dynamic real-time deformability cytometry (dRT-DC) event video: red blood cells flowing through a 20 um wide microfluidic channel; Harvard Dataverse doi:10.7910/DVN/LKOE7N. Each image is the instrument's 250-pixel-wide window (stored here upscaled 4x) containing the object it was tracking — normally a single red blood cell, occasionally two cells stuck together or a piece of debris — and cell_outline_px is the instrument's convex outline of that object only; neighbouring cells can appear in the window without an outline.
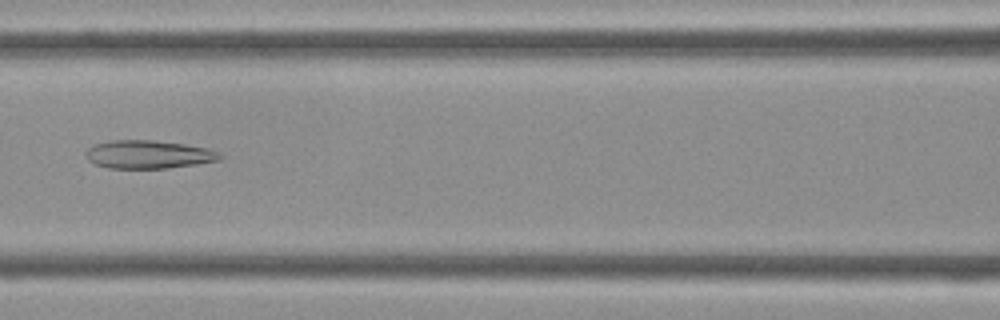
{"species": "Egyptian fruit bat (a non-hibernating species)", "species_latin": "Rousettus aegyptiacus", "temperature_condition": "cold", "stored_images_in_passage": 35, "camera_frame_rate_fps": 3000, "um_per_image_px": 0.085, "frame": {"image": 1, "passage_image": 19, "time_ms": 6.0, "image_size_px": [1000, 320], "cell_outline_px": [[224, 156], [220, 160], [196, 164], [168, 168], [108, 168], [96, 164], [88, 160], [84, 152], [92, 144], [112, 140], [152, 140], [184, 144], [208, 148]], "centroid_in_image_um": [12.59, 13.12], "position_along_channel_um": 154.0, "area_um2": 22.08}}
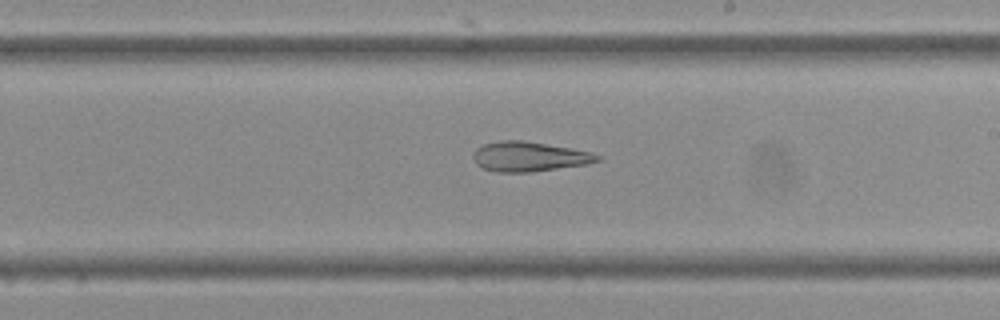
{"frame": {"image": 2, "passage_image": 25, "time_ms": 8.0, "image_size_px": [1000, 320], "cell_outline_px": [[604, 156], [600, 160], [588, 164], [528, 172], [496, 172], [484, 168], [476, 164], [472, 156], [476, 148], [484, 144], [500, 140], [524, 140], [592, 152]], "centroid_in_image_um": [44.99, 13.3], "position_along_channel_um": 244.0, "area_um2": 21.56}}
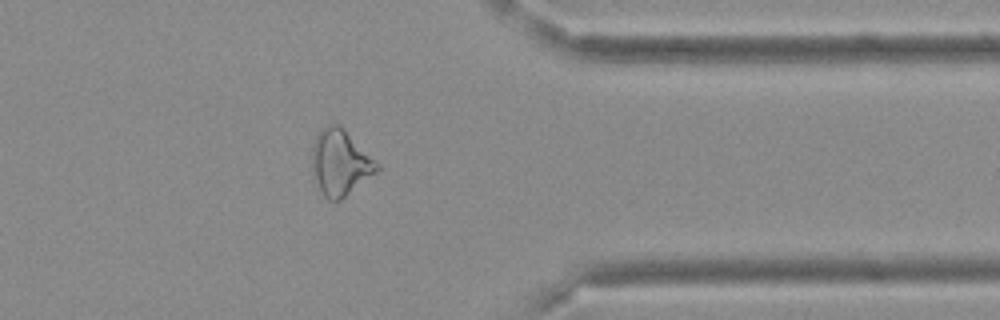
{"frame": {"image": 3, "passage_image": 35, "time_ms": 11.333, "image_size_px": [1000, 320], "cell_outline_px": [[380, 168], [376, 172], [340, 200], [328, 200], [324, 196], [312, 172], [312, 148], [316, 136], [320, 128], [328, 124], [336, 124], [376, 160], [380, 164]], "centroid_in_image_um": [28.89, 13.83], "position_along_channel_um": 382.5, "area_um2": 24.22}}